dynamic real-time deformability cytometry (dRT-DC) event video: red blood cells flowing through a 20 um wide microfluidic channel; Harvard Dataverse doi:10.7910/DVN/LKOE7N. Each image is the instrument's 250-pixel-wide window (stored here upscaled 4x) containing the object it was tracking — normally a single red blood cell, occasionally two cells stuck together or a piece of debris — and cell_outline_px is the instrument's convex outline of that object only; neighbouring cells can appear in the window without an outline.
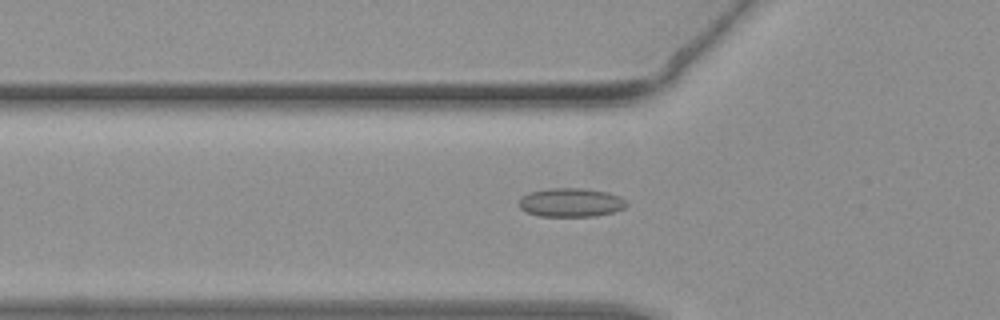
{"species": "common noctule bat (a hibernating species)", "species_latin": "Nyctalus noctula", "temperature_condition": "warm", "stored_images_in_passage": 40, "camera_frame_rate_fps": 3000, "um_per_image_px": 0.085, "animal": {"sex": "female", "body_mass_g": 19.3, "forearm_length_mm": 54.1}, "frame": {"image": 1, "passage_image": 16, "time_ms": 5.0, "image_size_px": [1000, 320], "cell_outline_px": [[628, 204], [624, 208], [612, 212], [592, 216], [540, 216], [528, 212], [520, 208], [520, 200], [528, 192], [548, 188], [584, 188], [608, 192], [620, 196]], "centroid_in_image_um": [48.54, 17.2], "position_along_channel_um": 77.3, "area_um2": 17.92}}
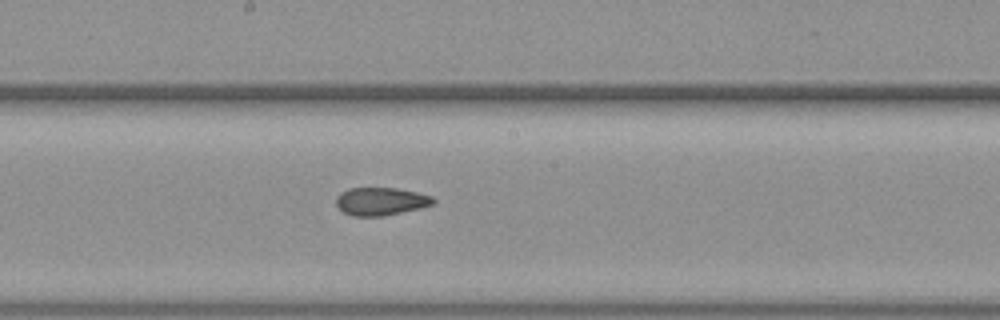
{"frame": {"image": 2, "passage_image": 25, "time_ms": 8.0, "image_size_px": [1000, 320], "cell_outline_px": [[436, 200], [432, 204], [420, 208], [384, 216], [352, 216], [344, 212], [336, 204], [336, 196], [340, 192], [348, 188], [396, 188], [416, 192], [432, 196]], "centroid_in_image_um": [32.35, 17.11], "position_along_channel_um": 215.9, "area_um2": 15.78}}
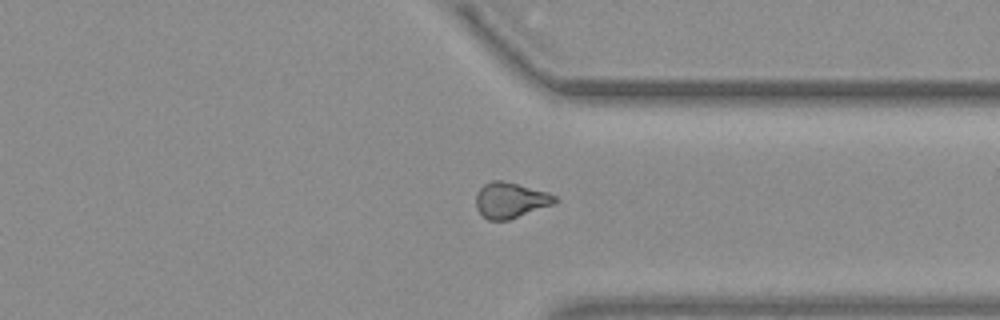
{"frame": {"image": 3, "passage_image": 35, "time_ms": 11.333, "image_size_px": [1000, 320], "cell_outline_px": [[560, 200], [552, 204], [508, 220], [488, 220], [476, 208], [476, 192], [484, 184], [492, 180], [504, 180], [548, 192], [556, 196]], "centroid_in_image_um": [43.38, 17.0], "position_along_channel_um": 368.0, "area_um2": 16.36}}